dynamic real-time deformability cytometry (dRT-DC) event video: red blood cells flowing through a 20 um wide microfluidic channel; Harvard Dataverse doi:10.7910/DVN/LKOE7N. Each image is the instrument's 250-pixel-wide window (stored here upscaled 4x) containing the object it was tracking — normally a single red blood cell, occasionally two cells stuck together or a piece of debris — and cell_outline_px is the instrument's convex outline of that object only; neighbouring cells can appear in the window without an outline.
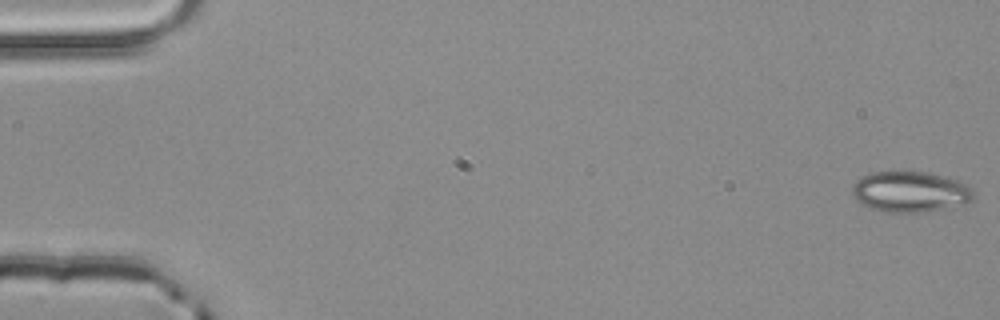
{"species": "common noctule bat (a hibernating species)", "species_latin": "Nyctalus noctula", "temperature_condition": "room temperature", "stored_images_in_passage": 4, "camera_frame_rate_fps": 3000, "um_per_image_px": 0.085, "animal": {"sex": "male", "body_mass_g": 20.4}, "frame": {"image": 1, "passage_image": 1, "time_ms": 0.0, "image_size_px": [1000, 320], "cell_outline_px": [[972, 200], [964, 204], [944, 208], [920, 212], [880, 212], [856, 200], [852, 196], [852, 184], [856, 180], [872, 172], [928, 172], [956, 180], [968, 184], [972, 188]], "centroid_in_image_um": [77.34, 16.3], "position_along_channel_um": 7.7, "area_um2": 28.61}}